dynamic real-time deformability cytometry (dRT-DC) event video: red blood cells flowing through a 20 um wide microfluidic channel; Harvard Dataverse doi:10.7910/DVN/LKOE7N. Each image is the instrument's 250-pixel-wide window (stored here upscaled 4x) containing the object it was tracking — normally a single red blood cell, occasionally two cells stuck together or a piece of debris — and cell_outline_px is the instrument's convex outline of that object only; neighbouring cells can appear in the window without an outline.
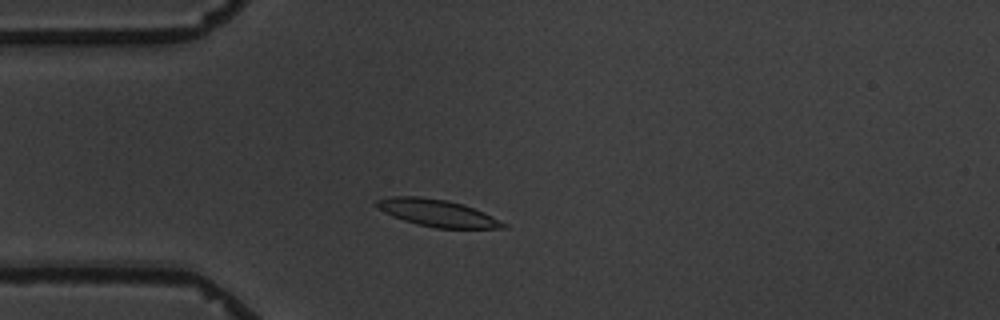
{"species": "common noctule bat (a hibernating species)", "species_latin": "Nyctalus noctula", "temperature_condition": "warm", "stored_images_in_passage": 7, "camera_frame_rate_fps": 3000, "um_per_image_px": 0.085, "animal": {"sex": "male", "body_mass_g": 19.5, "forearm_length_mm": 54.6}, "frame": {"image": 1, "passage_image": 3, "time_ms": 2.333, "image_size_px": [1000, 320], "cell_outline_px": [[508, 228], [436, 228], [416, 224], [392, 216], [384, 212], [376, 204], [376, 200], [392, 196], [420, 196], [448, 200], [464, 204], [484, 212], [508, 224]], "centroid_in_image_um": [37.21, 18.1], "position_along_channel_um": 47.8, "area_um2": 20.0}}
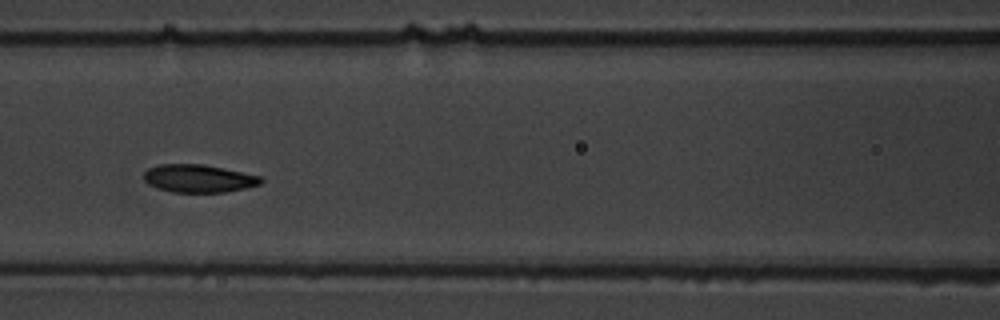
{"frame": {"image": 2, "passage_image": 6, "time_ms": 5.667, "image_size_px": [1000, 320], "cell_outline_px": [[264, 180], [260, 184], [244, 188], [224, 192], [172, 192], [156, 188], [148, 184], [144, 180], [144, 172], [148, 168], [160, 164], [204, 164], [260, 176]], "centroid_in_image_um": [16.84, 15.17], "position_along_channel_um": 149.8, "area_um2": 18.96}}
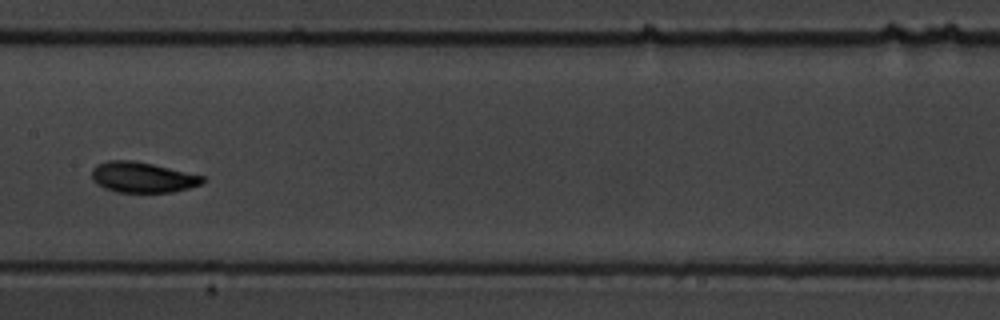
{"frame": {"image": 3, "passage_image": 7, "time_ms": 7.0, "image_size_px": [1000, 320], "cell_outline_px": [[208, 180], [200, 184], [188, 188], [172, 192], [116, 192], [104, 188], [96, 184], [92, 180], [92, 168], [96, 164], [108, 160], [132, 160], [152, 164], [204, 176]], "centroid_in_image_um": [12.08, 15.07], "position_along_channel_um": 195.3, "area_um2": 19.77}}